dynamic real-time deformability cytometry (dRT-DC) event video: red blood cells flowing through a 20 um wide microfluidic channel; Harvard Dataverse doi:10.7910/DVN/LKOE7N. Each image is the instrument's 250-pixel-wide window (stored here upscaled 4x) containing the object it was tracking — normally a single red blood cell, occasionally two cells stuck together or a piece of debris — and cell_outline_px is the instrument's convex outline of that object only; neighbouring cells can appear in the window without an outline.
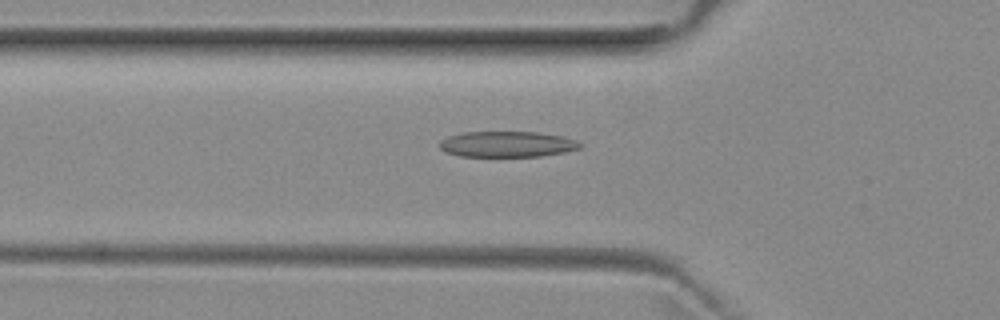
{"species": "common noctule bat (a hibernating species)", "species_latin": "Nyctalus noctula", "temperature_condition": "room temperature", "stored_images_in_passage": 38, "camera_frame_rate_fps": 3000, "um_per_image_px": 0.085, "animal": {"sex": "female", "body_mass_g": 29.2, "forearm_length_mm": 56.3}, "frame": {"image": 1, "passage_image": 6, "time_ms": 1.667, "image_size_px": [1000, 320], "cell_outline_px": [[584, 144], [580, 148], [564, 152], [540, 156], [460, 156], [444, 152], [440, 148], [440, 140], [448, 136], [464, 132], [536, 132], [560, 136], [576, 140]], "centroid_in_image_um": [43.09, 12.25], "position_along_channel_um": 82.7, "area_um2": 21.04}}
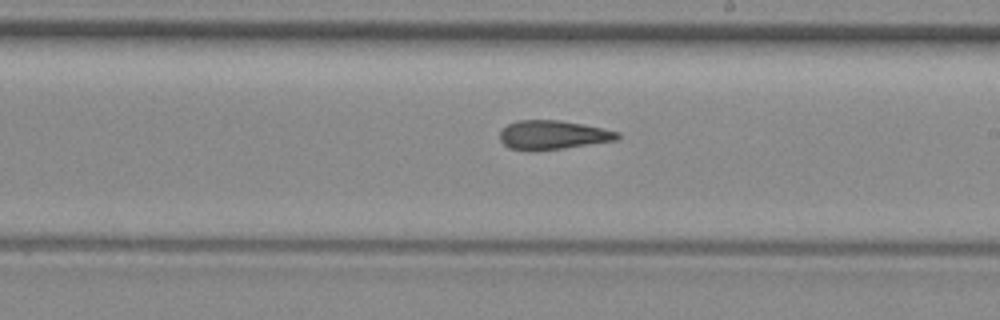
{"frame": {"image": 2, "passage_image": 18, "time_ms": 5.667, "image_size_px": [1000, 320], "cell_outline_px": [[620, 136], [616, 140], [560, 148], [508, 148], [500, 140], [500, 132], [508, 124], [516, 120], [560, 120], [584, 124], [620, 132]], "centroid_in_image_um": [47.02, 11.42], "position_along_channel_um": 242.0, "area_um2": 19.13}}
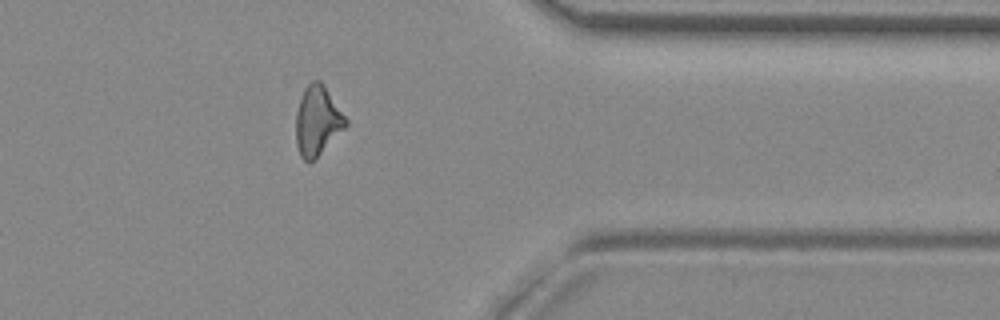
{"frame": {"image": 3, "passage_image": 30, "time_ms": 9.667, "image_size_px": [1000, 320], "cell_outline_px": [[348, 124], [308, 164], [300, 156], [296, 144], [296, 112], [304, 88], [312, 80], [320, 80], [324, 84], [348, 120]], "centroid_in_image_um": [26.96, 10.23], "position_along_channel_um": 384.4, "area_um2": 19.88}, "authors_computed_cell_mechanics": {"area_um2": 20.2589, "velocity_mm_per_s": 3.9762, "shape_relaxation_time_tau1_ms": null, "shape_relaxation_time_tau2_ms": 4.6001, "deformation_change_tau1": null, "deformation_change_tau2": 0.1645}}